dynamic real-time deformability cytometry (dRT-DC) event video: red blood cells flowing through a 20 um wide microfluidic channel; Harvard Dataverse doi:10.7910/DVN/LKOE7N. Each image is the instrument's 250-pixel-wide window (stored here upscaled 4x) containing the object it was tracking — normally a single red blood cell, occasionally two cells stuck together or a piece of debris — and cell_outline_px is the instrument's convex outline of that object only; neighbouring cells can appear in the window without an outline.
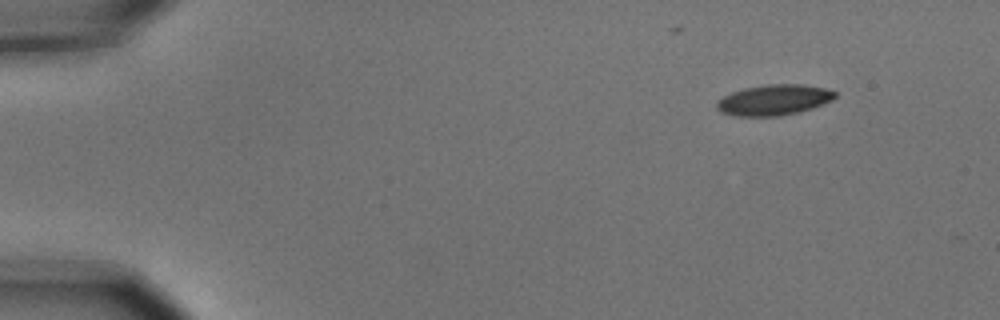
{"species": "common noctule bat (a hibernating species)", "species_latin": "Nyctalus noctula", "temperature_condition": "cold", "stored_images_in_passage": 6, "segment_of_instrument_passage": [2, 2], "camera_frame_rate_fps": 3000, "um_per_image_px": 0.085, "animal": {"sex": "male", "body_mass_g": 15.6}, "frame": {"image": 1, "passage_image": 6, "time_ms": 1.667, "image_size_px": [1000, 320], "cell_outline_px": [[836, 96], [832, 100], [812, 108], [780, 116], [736, 116], [720, 112], [716, 108], [716, 100], [732, 92], [744, 88], [764, 84], [804, 84], [824, 88], [836, 92]], "centroid_in_image_um": [65.75, 8.49], "position_along_channel_um": 19.3, "area_um2": 21.15}}